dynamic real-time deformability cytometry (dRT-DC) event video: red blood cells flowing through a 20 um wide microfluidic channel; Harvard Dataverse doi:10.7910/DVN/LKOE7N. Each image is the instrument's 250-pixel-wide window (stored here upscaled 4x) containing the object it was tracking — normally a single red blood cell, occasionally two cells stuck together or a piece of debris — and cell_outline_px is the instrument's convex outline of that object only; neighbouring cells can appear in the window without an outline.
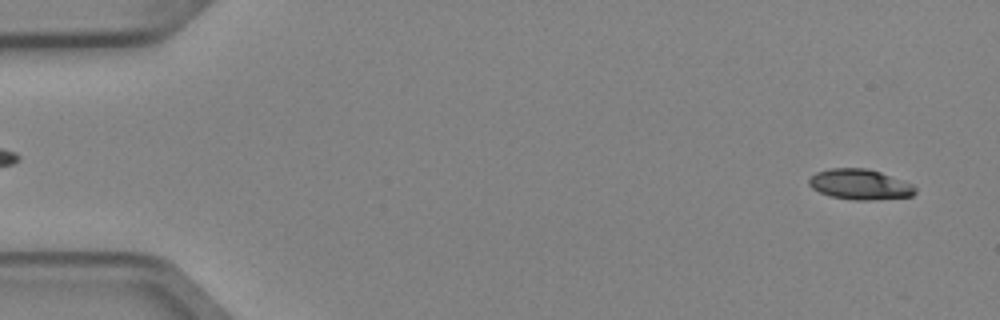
{"species": "Egyptian fruit bat (a non-hibernating species)", "species_latin": "Rousettus aegyptiacus", "temperature_condition": "cold", "stored_images_in_passage": 4, "segment_of_instrument_passage": [2, 2], "camera_frame_rate_fps": 3000, "um_per_image_px": 0.085, "animal": {"sex": "female"}, "frame": {"image": 1, "passage_image": 4, "time_ms": 1.0, "image_size_px": [1000, 320], "cell_outline_px": [[916, 192], [912, 196], [872, 200], [856, 200], [828, 196], [812, 188], [808, 184], [808, 180], [816, 172], [832, 168], [868, 168], [880, 172], [912, 184], [916, 188]], "centroid_in_image_um": [73.08, 15.68], "position_along_channel_um": 11.9, "area_um2": 18.79}}